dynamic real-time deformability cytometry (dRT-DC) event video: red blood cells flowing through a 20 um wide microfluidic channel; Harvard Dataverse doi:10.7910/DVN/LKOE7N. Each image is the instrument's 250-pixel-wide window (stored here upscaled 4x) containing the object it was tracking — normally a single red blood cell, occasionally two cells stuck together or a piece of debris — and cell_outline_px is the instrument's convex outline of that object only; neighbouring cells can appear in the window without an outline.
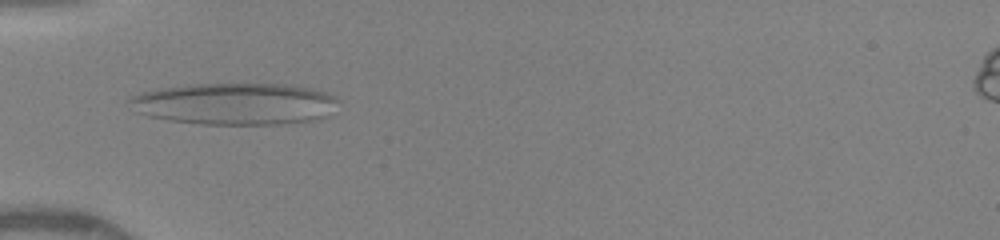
{"species": "human", "species_latin": "Homo sapiens", "temperature_condition": "warm", "stored_images_in_passage": 27, "camera_frame_rate_fps": 3000, "um_per_image_px": 0.085, "donor": {"sex": "female"}, "frame": {"image": 1, "passage_image": 9, "time_ms": 4.333, "image_size_px": [1000, 240], "cell_outline_px": [[340, 100], [332, 116], [320, 120], [280, 124], [204, 124], [168, 120], [148, 116], [132, 112], [128, 100], [132, 96], [144, 92], [160, 88], [192, 84], [292, 84], [312, 88], [328, 92], [336, 96]], "centroid_in_image_um": [20.06, 8.83], "position_along_channel_um": 64.9, "area_um2": 51.79}}
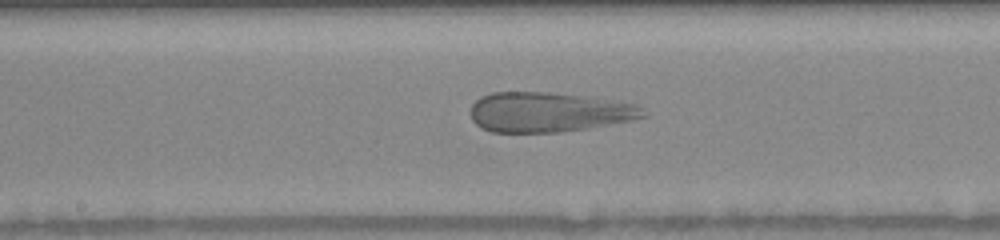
{"frame": {"image": 2, "passage_image": 17, "time_ms": 7.667, "image_size_px": [1000, 240], "cell_outline_px": [[648, 116], [632, 120], [588, 128], [560, 132], [492, 132], [480, 128], [472, 120], [472, 104], [480, 96], [492, 92], [548, 92], [584, 96], [636, 104], [644, 108]], "centroid_in_image_um": [46.64, 9.53], "position_along_channel_um": 201.6, "area_um2": 40.11}}
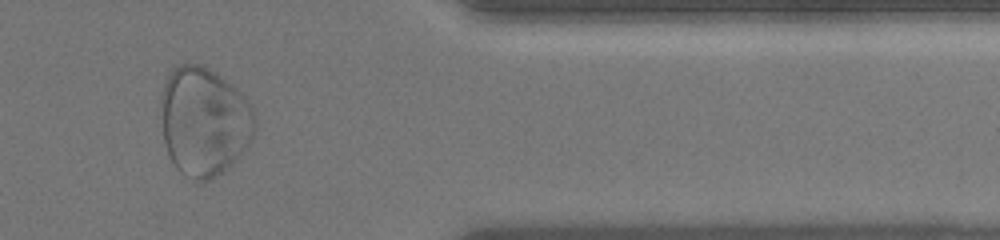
{"frame": {"image": 3, "passage_image": 25, "time_ms": 12.667, "image_size_px": [1000, 240], "cell_outline_px": [[256, 136], [216, 176], [204, 180], [196, 180], [180, 172], [176, 168], [168, 152], [164, 140], [160, 116], [160, 96], [164, 84], [172, 68], [176, 64], [200, 64], [216, 72], [244, 96], [252, 108], [256, 116]], "centroid_in_image_um": [17.32, 10.27], "position_along_channel_um": 394.1, "area_um2": 59.36}}